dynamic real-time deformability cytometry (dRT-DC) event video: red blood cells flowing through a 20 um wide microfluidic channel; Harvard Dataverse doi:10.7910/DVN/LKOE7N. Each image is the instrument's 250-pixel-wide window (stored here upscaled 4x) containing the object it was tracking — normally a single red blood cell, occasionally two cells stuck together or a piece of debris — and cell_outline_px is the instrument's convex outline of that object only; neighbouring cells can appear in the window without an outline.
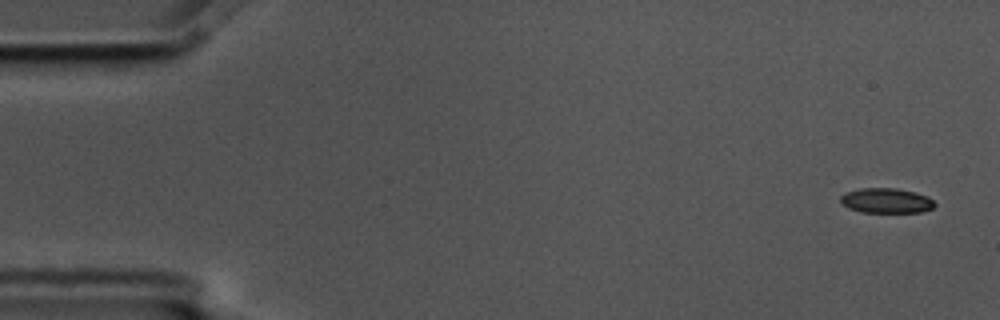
{"species": "common noctule bat (a hibernating species)", "species_latin": "Nyctalus noctula", "temperature_condition": "cold", "stored_images_in_passage": 4, "camera_frame_rate_fps": 3000, "um_per_image_px": 0.085, "animal": {"sex": "male", "body_mass_g": 17.5, "forearm_length_mm": 52.3}, "frame": {"image": 1, "passage_image": 1, "time_ms": 0.0, "image_size_px": [1000, 320], "cell_outline_px": [[936, 204], [932, 208], [920, 212], [860, 212], [848, 208], [840, 200], [840, 196], [848, 192], [860, 188], [896, 188], [916, 192], [928, 196]], "centroid_in_image_um": [75.35, 17.05], "position_along_channel_um": 9.7, "area_um2": 13.64}}
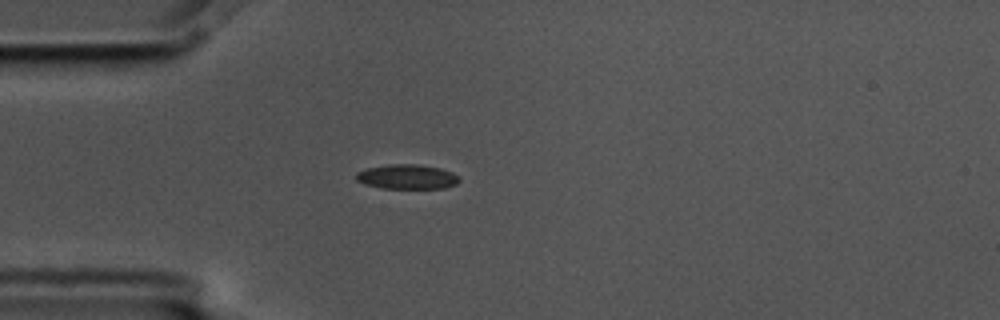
{"frame": {"image": 2, "passage_image": 4, "time_ms": 1.0, "image_size_px": [1000, 320], "cell_outline_px": [[460, 180], [456, 184], [444, 188], [384, 188], [364, 184], [356, 180], [356, 172], [368, 168], [388, 164], [420, 164], [440, 168], [452, 172]], "centroid_in_image_um": [34.59, 15.02], "position_along_channel_um": 50.4, "area_um2": 14.74}}